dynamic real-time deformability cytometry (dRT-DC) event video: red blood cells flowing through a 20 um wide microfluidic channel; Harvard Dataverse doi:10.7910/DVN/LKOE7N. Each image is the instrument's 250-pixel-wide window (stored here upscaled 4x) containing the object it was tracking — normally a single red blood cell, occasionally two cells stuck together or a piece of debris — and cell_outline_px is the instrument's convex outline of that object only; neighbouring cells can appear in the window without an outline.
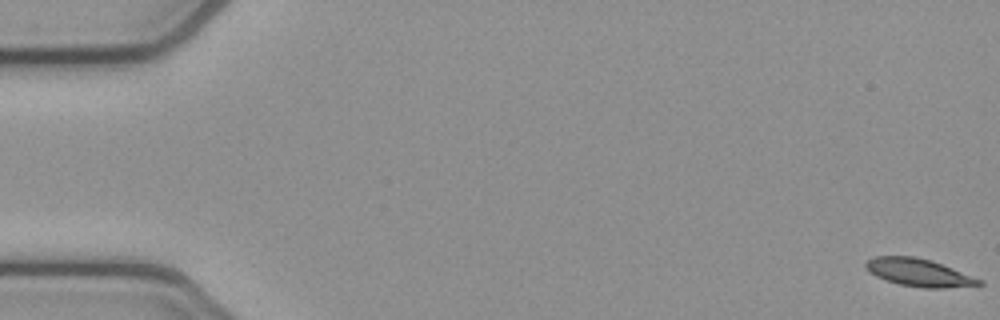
{"species": "common noctule bat (a hibernating species)", "species_latin": "Nyctalus noctula", "temperature_condition": "cold", "stored_images_in_passage": 54, "camera_frame_rate_fps": 3000, "um_per_image_px": 0.085, "animal": {"sex": "female", "body_mass_g": 21.9}, "frame": {"image": 1, "passage_image": 1, "time_ms": 0.0, "image_size_px": [1000, 320], "cell_outline_px": [[984, 284], [944, 288], [924, 288], [900, 284], [876, 276], [864, 264], [868, 260], [876, 256], [912, 256], [932, 260], [984, 280]], "centroid_in_image_um": [78.17, 23.16], "position_along_channel_um": 6.8, "area_um2": 18.03}}
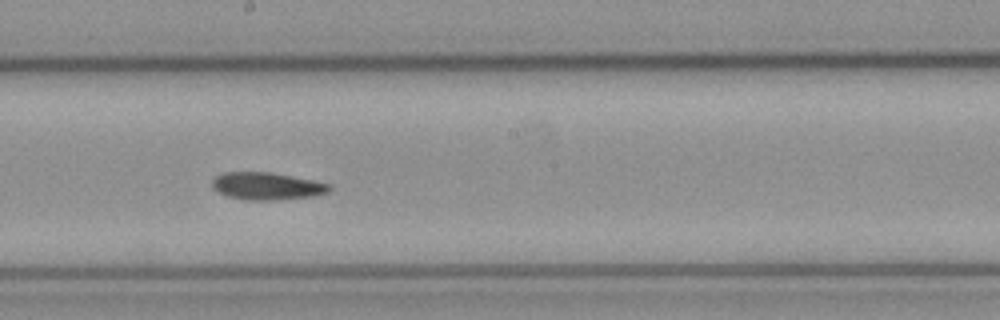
{"frame": {"image": 2, "passage_image": 30, "time_ms": 9.667, "image_size_px": [1000, 320], "cell_outline_px": [[332, 188], [328, 192], [312, 196], [280, 200], [248, 200], [228, 196], [212, 188], [212, 180], [216, 176], [224, 172], [272, 172], [332, 184]], "centroid_in_image_um": [22.7, 15.81], "position_along_channel_um": 225.5, "area_um2": 18.73}}
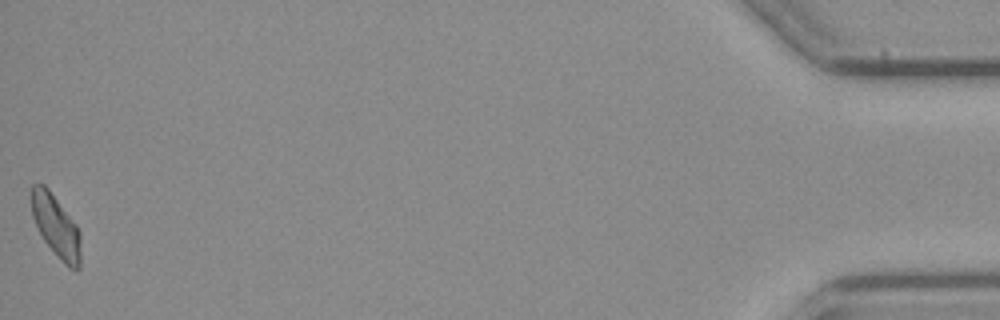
{"frame": {"image": 3, "passage_image": 54, "time_ms": 17.667, "image_size_px": [1000, 320], "cell_outline_px": [[80, 268], [76, 272], [68, 268], [60, 260], [44, 240], [32, 216], [32, 184], [44, 184], [48, 188], [76, 224], [80, 232]], "centroid_in_image_um": [4.79, 19.27], "position_along_channel_um": 430.4, "area_um2": 17.74}, "authors_computed_cell_mechanics": {"area_um2": 18.7272, "velocity_mm_per_s": 3.8366, "shape_relaxation_time_tau1_ms": 5.1866, "shape_relaxation_time_tau2_ms": 7.3689, "deformation_change_tau1": 0.1266, "deformation_change_tau2": 0.1305}}